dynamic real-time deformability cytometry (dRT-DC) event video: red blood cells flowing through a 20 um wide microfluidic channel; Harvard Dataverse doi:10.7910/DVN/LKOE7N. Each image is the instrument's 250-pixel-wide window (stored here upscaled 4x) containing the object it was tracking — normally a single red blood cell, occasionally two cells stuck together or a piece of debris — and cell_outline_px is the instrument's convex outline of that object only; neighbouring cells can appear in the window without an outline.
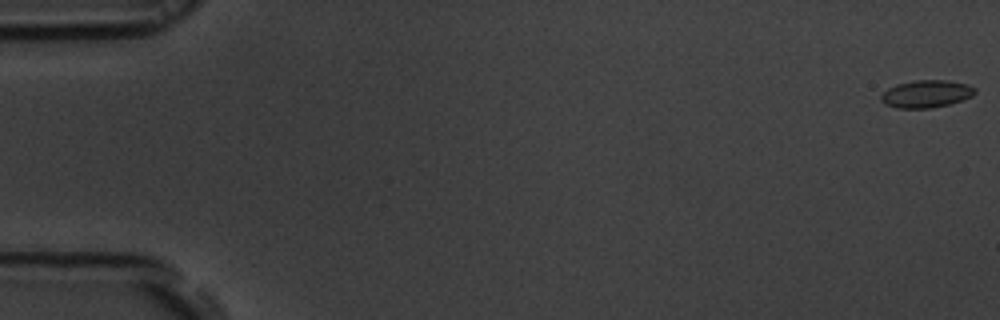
{"species": "common noctule bat (a hibernating species)", "species_latin": "Nyctalus noctula", "temperature_condition": "room temperature", "stored_images_in_passage": 12, "camera_frame_rate_fps": 3000, "um_per_image_px": 0.085, "animal": {"sex": "male", "body_mass_g": 19.5, "forearm_length_mm": 54.6}, "frame": {"image": 1, "passage_image": 1, "time_ms": 0.0, "image_size_px": [1000, 320], "cell_outline_px": [[976, 92], [972, 96], [964, 100], [932, 108], [896, 108], [884, 104], [880, 100], [880, 96], [888, 88], [896, 84], [916, 80], [948, 80], [968, 84], [976, 88]], "centroid_in_image_um": [78.74, 7.98], "position_along_channel_um": 6.3, "area_um2": 15.2}}